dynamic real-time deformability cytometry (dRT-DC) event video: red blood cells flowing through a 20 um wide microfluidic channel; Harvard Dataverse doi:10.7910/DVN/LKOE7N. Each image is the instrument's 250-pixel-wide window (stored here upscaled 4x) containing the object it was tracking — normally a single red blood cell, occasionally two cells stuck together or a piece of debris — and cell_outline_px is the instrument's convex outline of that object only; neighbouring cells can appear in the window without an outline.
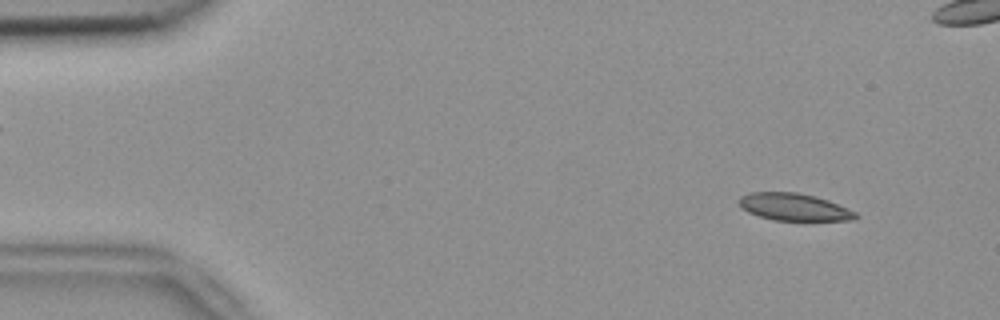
{"species": "common noctule bat (a hibernating species)", "species_latin": "Nyctalus noctula", "temperature_condition": "room temperature", "stored_images_in_passage": 54, "camera_frame_rate_fps": 3000, "um_per_image_px": 0.085, "animal": {"sex": "female", "body_mass_g": 18.4}, "frame": {"image": 1, "passage_image": 5, "time_ms": 1.333, "image_size_px": [1000, 320], "cell_outline_px": [[860, 216], [852, 220], [804, 224], [772, 220], [748, 212], [740, 204], [740, 196], [748, 192], [796, 192], [816, 196], [828, 200], [848, 208], [856, 212]], "centroid_in_image_um": [67.6, 17.66], "position_along_channel_um": 17.4, "area_um2": 19.59}}
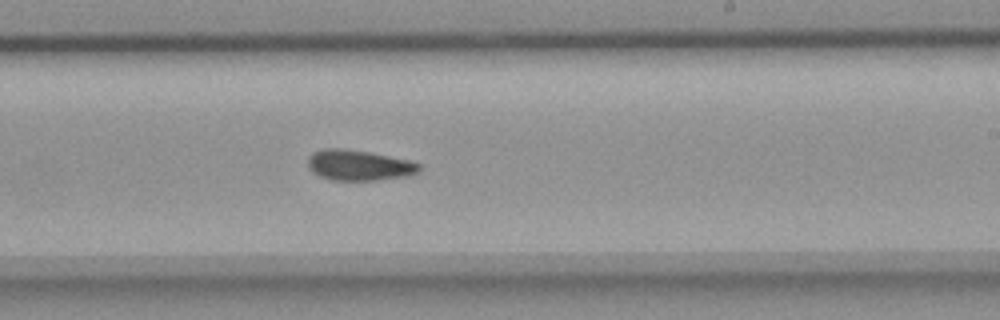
{"frame": {"image": 2, "passage_image": 32, "time_ms": 10.333, "image_size_px": [1000, 320], "cell_outline_px": [[420, 172], [408, 176], [376, 180], [332, 180], [320, 176], [312, 172], [308, 168], [308, 156], [312, 152], [324, 148], [340, 148], [368, 152], [408, 160], [420, 164]], "centroid_in_image_um": [30.48, 14.05], "position_along_channel_um": 258.5, "area_um2": 19.83}}
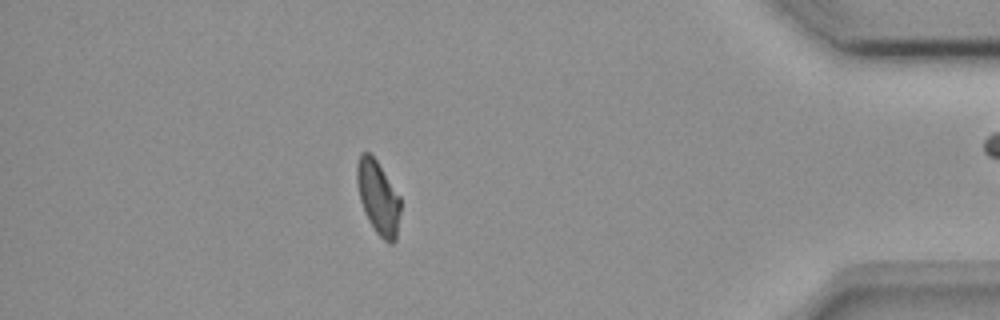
{"frame": {"image": 3, "passage_image": 47, "time_ms": 15.333, "image_size_px": [1000, 320], "cell_outline_px": [[400, 212], [396, 240], [392, 244], [388, 244], [376, 232], [368, 220], [364, 212], [360, 200], [356, 184], [356, 164], [360, 152], [368, 152], [376, 160], [400, 196]], "centroid_in_image_um": [32.12, 16.79], "position_along_channel_um": 403.1, "area_um2": 18.79}, "authors_computed_cell_mechanics": {"area_um2": 19.6231, "velocity_mm_per_s": 3.7568, "shape_relaxation_time_tau1_ms": null, "shape_relaxation_time_tau2_ms": 10.4952, "deformation_change_tau1": null, "deformation_change_tau2": 0.1813}}